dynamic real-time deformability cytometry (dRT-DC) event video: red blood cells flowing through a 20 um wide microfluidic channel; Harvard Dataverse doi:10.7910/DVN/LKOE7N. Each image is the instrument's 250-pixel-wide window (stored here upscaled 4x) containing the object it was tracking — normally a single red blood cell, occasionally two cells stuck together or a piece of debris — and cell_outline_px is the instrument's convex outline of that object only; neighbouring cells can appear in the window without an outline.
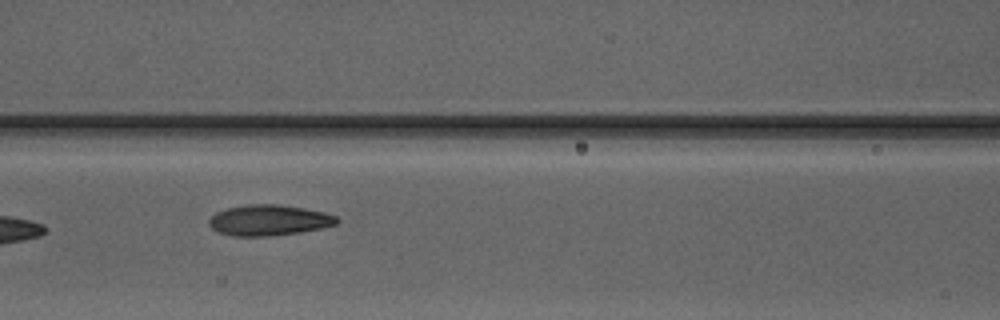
{"species": "Egyptian fruit bat (a non-hibernating species)", "species_latin": "Rousettus aegyptiacus", "temperature_condition": "warm", "stored_images_in_passage": 9, "camera_frame_rate_fps": 3000, "um_per_image_px": 0.085, "animal": {"sex": "male"}, "frame": {"image": 1, "passage_image": 8, "time_ms": 8.333, "image_size_px": [1000, 320], "cell_outline_px": [[340, 220], [336, 224], [320, 228], [300, 232], [268, 236], [232, 236], [216, 232], [208, 224], [208, 220], [216, 212], [228, 208], [248, 204], [280, 204], [304, 208], [324, 212], [336, 216]], "centroid_in_image_um": [22.83, 18.72], "position_along_channel_um": 143.8, "area_um2": 22.95}}
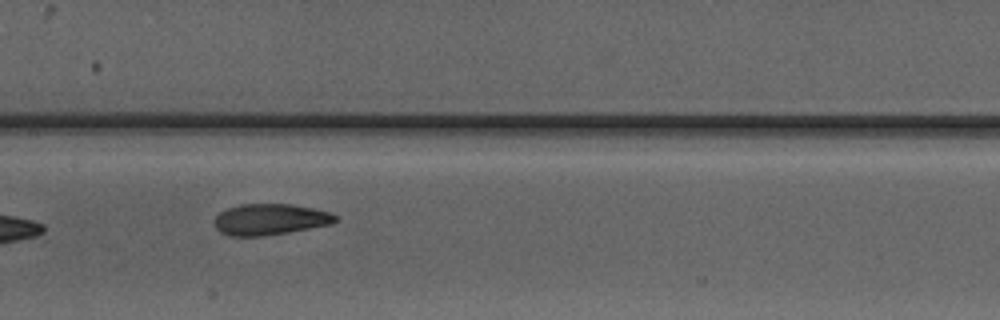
{"frame": {"image": 2, "passage_image": 9, "time_ms": 9.333, "image_size_px": [1000, 320], "cell_outline_px": [[340, 220], [332, 224], [288, 232], [260, 236], [228, 236], [220, 232], [216, 228], [216, 216], [224, 208], [240, 204], [292, 204], [332, 212], [340, 216]], "centroid_in_image_um": [23.0, 18.64], "position_along_channel_um": 184.4, "area_um2": 22.2}}